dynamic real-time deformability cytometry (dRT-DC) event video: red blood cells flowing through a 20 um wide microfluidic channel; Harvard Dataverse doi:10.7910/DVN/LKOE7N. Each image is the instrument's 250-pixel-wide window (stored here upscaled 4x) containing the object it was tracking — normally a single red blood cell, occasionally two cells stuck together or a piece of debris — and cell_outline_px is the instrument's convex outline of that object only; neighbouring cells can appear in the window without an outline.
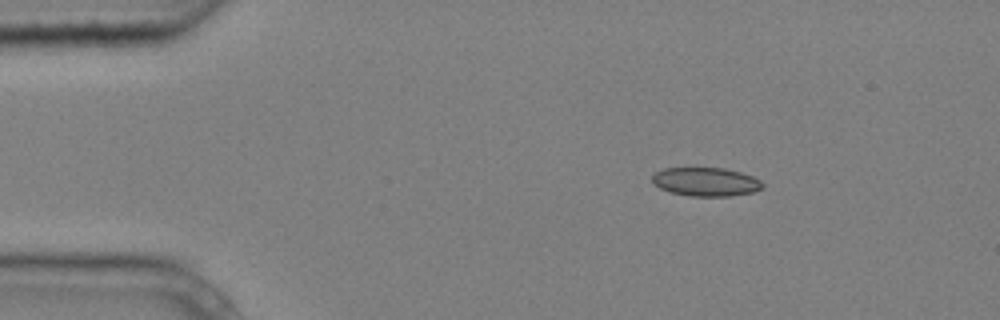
{"species": "common noctule bat (a hibernating species)", "species_latin": "Nyctalus noctula", "temperature_condition": "cold", "stored_images_in_passage": 3, "camera_frame_rate_fps": 3000, "um_per_image_px": 0.085, "animal": {"sex": "male", "body_mass_g": 20.4}, "frame": {"image": 1, "passage_image": 1, "time_ms": 0.0, "image_size_px": [1000, 320], "cell_outline_px": [[764, 188], [752, 192], [728, 196], [688, 196], [668, 192], [652, 184], [652, 176], [656, 172], [664, 168], [724, 168], [740, 172], [752, 176], [760, 180], [764, 184]], "centroid_in_image_um": [59.98, 15.46], "position_along_channel_um": 25.0, "area_um2": 18.55}}